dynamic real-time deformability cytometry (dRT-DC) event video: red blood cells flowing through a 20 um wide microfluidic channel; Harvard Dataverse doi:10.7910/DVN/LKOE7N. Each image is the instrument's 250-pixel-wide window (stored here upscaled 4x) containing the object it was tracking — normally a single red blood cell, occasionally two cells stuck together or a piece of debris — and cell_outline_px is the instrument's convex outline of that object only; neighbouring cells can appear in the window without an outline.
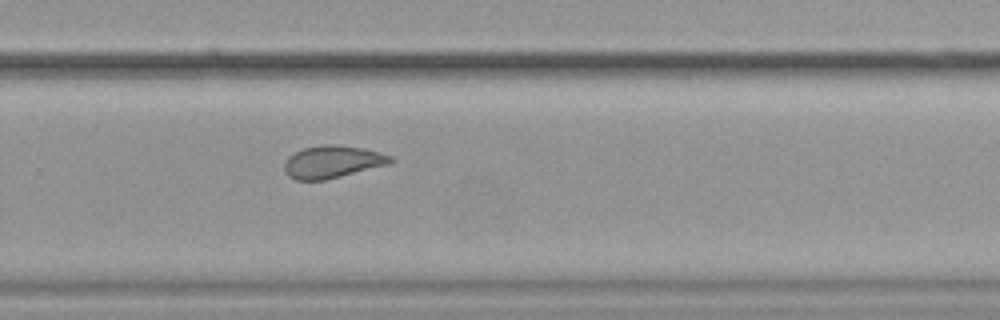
{"species": "common noctule bat (a hibernating species)", "species_latin": "Nyctalus noctula", "temperature_condition": "cold", "stored_images_in_passage": 11, "camera_frame_rate_fps": 3000, "um_per_image_px": 0.085, "animal": {"sex": "female", "body_mass_g": 19.9}, "frame": {"image": 1, "passage_image": 11, "time_ms": 12.333, "image_size_px": [1000, 320], "cell_outline_px": [[396, 160], [392, 164], [324, 180], [296, 180], [288, 176], [284, 172], [284, 164], [288, 156], [304, 148], [324, 144], [340, 144], [364, 148], [392, 156]], "centroid_in_image_um": [28.29, 13.75], "position_along_channel_um": 301.5, "area_um2": 20.35}}